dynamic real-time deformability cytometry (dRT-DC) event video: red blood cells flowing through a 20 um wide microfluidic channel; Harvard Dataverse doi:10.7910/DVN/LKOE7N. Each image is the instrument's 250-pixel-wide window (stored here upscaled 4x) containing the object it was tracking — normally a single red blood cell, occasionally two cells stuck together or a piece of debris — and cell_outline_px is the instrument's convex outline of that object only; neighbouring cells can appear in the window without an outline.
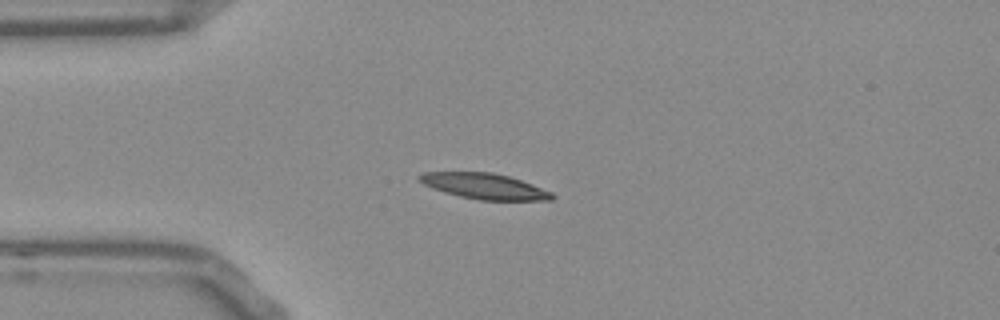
{"species": "Egyptian fruit bat (a non-hibernating species)", "species_latin": "Rousettus aegyptiacus", "temperature_condition": "room temperature", "stored_images_in_passage": 41, "camera_frame_rate_fps": 3000, "um_per_image_px": 0.085, "frame": {"image": 1, "passage_image": 1, "time_ms": 0.0, "image_size_px": [1000, 320], "cell_outline_px": [[556, 196], [552, 200], [480, 200], [460, 196], [444, 192], [432, 188], [416, 180], [416, 176], [424, 172], [492, 172], [508, 176], [532, 184], [552, 192]], "centroid_in_image_um": [41.15, 15.82], "position_along_channel_um": 43.8, "area_um2": 19.88}}
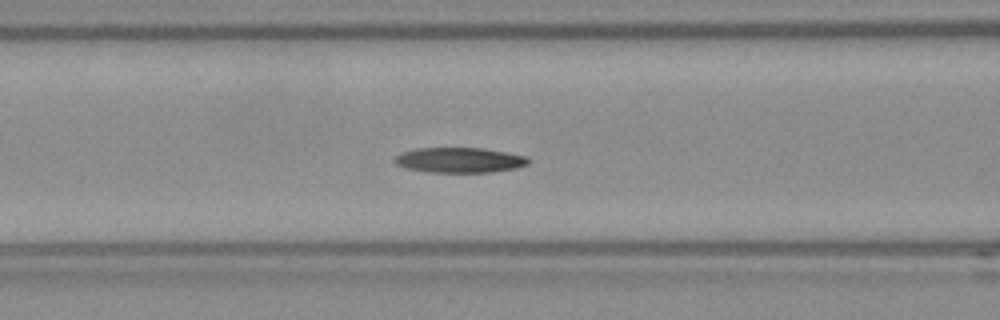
{"frame": {"image": 2, "passage_image": 9, "time_ms": 2.667, "image_size_px": [1000, 320], "cell_outline_px": [[528, 164], [516, 168], [492, 172], [428, 172], [408, 168], [396, 164], [392, 160], [396, 156], [404, 152], [416, 148], [480, 148], [508, 152], [528, 156]], "centroid_in_image_um": [39.08, 13.6], "position_along_channel_um": 127.5, "area_um2": 19.54}}
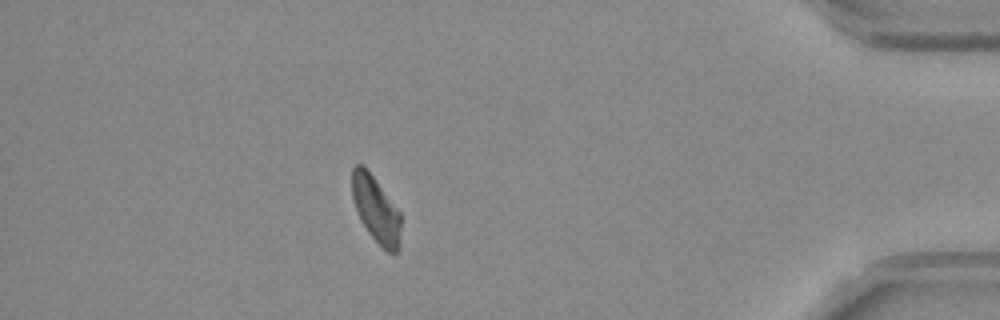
{"frame": {"image": 3, "passage_image": 35, "time_ms": 11.333, "image_size_px": [1000, 320], "cell_outline_px": [[400, 248], [396, 252], [388, 252], [368, 232], [360, 220], [352, 196], [352, 168], [356, 164], [364, 164], [400, 212]], "centroid_in_image_um": [31.95, 17.77], "position_along_channel_um": 403.3, "area_um2": 18.67}, "authors_computed_cell_mechanics": {"area_um2": 19.5364, "velocity_mm_per_s": 3.7508, "shape_relaxation_time_tau1_ms": 5.4091, "shape_relaxation_time_tau2_ms": null, "deformation_change_tau1": 0.1472, "deformation_change_tau2": null}}